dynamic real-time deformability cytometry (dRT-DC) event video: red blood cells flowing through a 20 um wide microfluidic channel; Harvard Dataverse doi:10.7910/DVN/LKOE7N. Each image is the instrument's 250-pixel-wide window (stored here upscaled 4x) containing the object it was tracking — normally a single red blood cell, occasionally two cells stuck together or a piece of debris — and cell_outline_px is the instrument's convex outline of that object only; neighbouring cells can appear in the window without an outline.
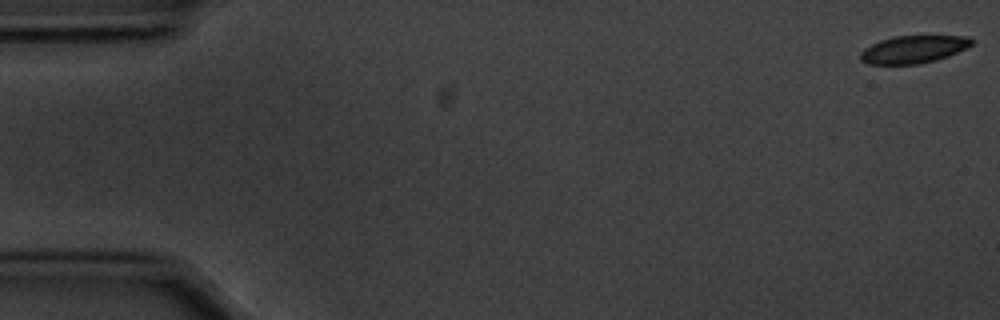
{"species": "common noctule bat (a hibernating species)", "species_latin": "Nyctalus noctula", "temperature_condition": "cold", "stored_images_in_passage": 10, "camera_frame_rate_fps": 3000, "um_per_image_px": 0.085, "animal": {"sex": "male", "body_mass_g": 20.1, "forearm_length_mm": 53.5}, "frame": {"image": 1, "passage_image": 1, "time_ms": 0.0, "image_size_px": [1000, 320], "cell_outline_px": [[972, 44], [948, 56], [936, 60], [920, 64], [868, 64], [860, 60], [860, 52], [864, 48], [880, 40], [896, 36], [968, 36], [972, 40]], "centroid_in_image_um": [77.6, 4.2], "position_along_channel_um": 7.4, "area_um2": 17.74}}
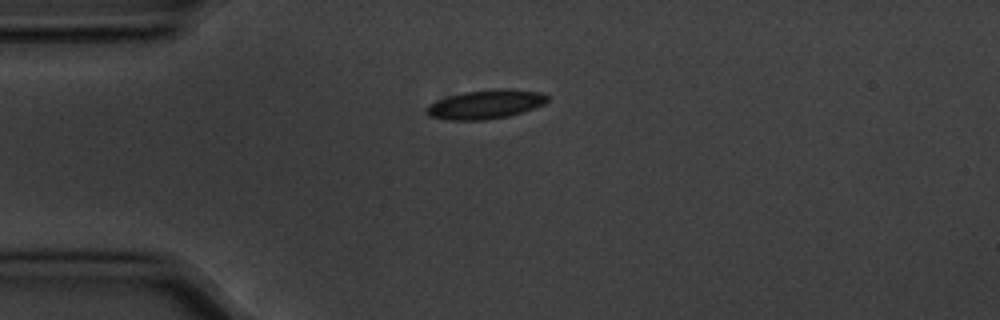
{"frame": {"image": 2, "passage_image": 4, "time_ms": 1.0, "image_size_px": [1000, 320], "cell_outline_px": [[548, 100], [544, 104], [508, 116], [484, 120], [444, 120], [428, 116], [424, 112], [424, 108], [428, 104], [436, 100], [448, 96], [464, 92], [496, 88], [508, 88], [544, 92], [548, 96]], "centroid_in_image_um": [41.22, 8.86], "position_along_channel_um": 43.8, "area_um2": 20.75}}
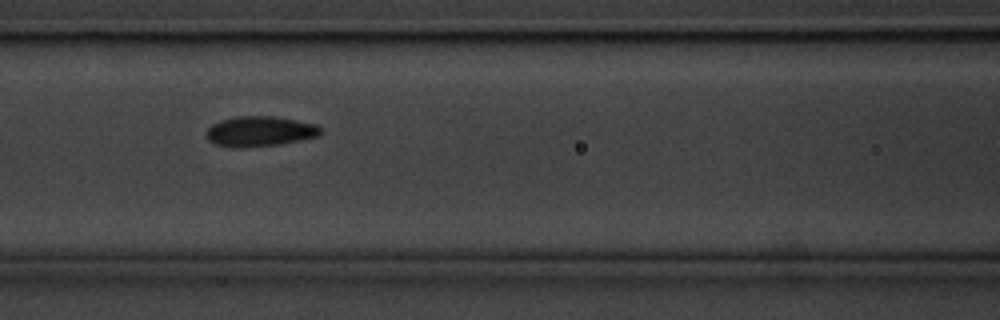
{"frame": {"image": 3, "passage_image": 7, "time_ms": 2.0, "image_size_px": [1000, 320], "cell_outline_px": [[324, 132], [320, 136], [280, 144], [240, 148], [236, 148], [216, 144], [208, 140], [204, 132], [212, 124], [220, 120], [236, 116], [272, 116], [296, 120], [316, 124]], "centroid_in_image_um": [22.08, 11.16], "position_along_channel_um": 144.5, "area_um2": 20.29}}